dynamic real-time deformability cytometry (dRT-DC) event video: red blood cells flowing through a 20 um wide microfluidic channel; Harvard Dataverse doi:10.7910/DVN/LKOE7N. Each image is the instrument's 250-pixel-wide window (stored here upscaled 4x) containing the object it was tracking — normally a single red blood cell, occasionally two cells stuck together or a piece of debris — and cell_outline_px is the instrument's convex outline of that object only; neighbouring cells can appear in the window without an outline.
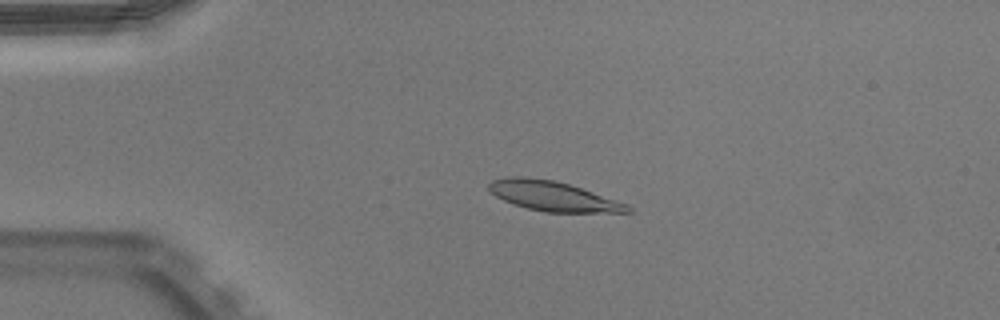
{"species": "Egyptian fruit bat (a non-hibernating species)", "species_latin": "Rousettus aegyptiacus", "temperature_condition": "warm", "stored_images_in_passage": 51, "camera_frame_rate_fps": 3000, "um_per_image_px": 0.085, "animal": {"sex": "male"}, "frame": {"image": 1, "passage_image": 11, "time_ms": 3.333, "image_size_px": [1000, 320], "cell_outline_px": [[632, 212], [544, 212], [528, 208], [504, 200], [496, 196], [488, 188], [488, 184], [492, 180], [512, 176], [520, 176], [552, 180], [568, 184], [628, 204], [632, 208]], "centroid_in_image_um": [47.01, 16.67], "position_along_channel_um": 38.0, "area_um2": 23.58}}
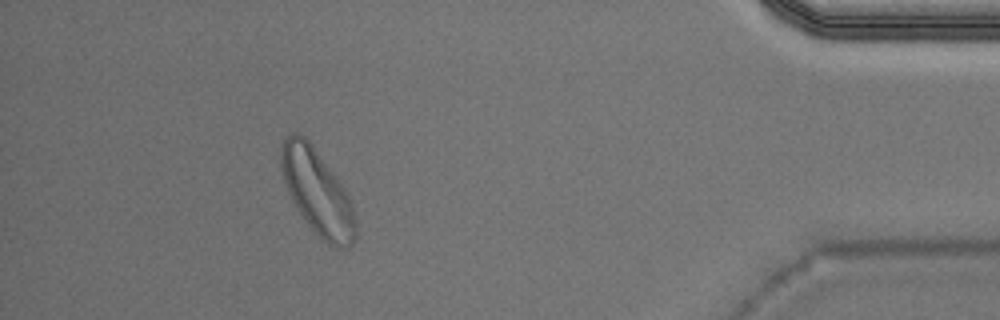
{"frame": {"image": 2, "passage_image": 46, "time_ms": 15.0, "image_size_px": [1000, 320], "cell_outline_px": [[356, 236], [352, 244], [348, 248], [336, 248], [328, 244], [308, 224], [296, 208], [288, 192], [280, 168], [280, 148], [284, 136], [292, 132], [300, 132], [312, 144], [336, 176], [344, 188], [348, 196], [356, 220]], "centroid_in_image_um": [26.94, 16.29], "position_along_channel_um": 408.3, "area_um2": 36.99}, "authors_computed_cell_mechanics": {"area_um2": 24.0448, "velocity_mm_per_s": 3.9214, "shape_relaxation_time_tau1_ms": 6.6702, "shape_relaxation_time_tau2_ms": 2.6559, "deformation_change_tau1": 0.205, "deformation_change_tau2": 0.0666}}